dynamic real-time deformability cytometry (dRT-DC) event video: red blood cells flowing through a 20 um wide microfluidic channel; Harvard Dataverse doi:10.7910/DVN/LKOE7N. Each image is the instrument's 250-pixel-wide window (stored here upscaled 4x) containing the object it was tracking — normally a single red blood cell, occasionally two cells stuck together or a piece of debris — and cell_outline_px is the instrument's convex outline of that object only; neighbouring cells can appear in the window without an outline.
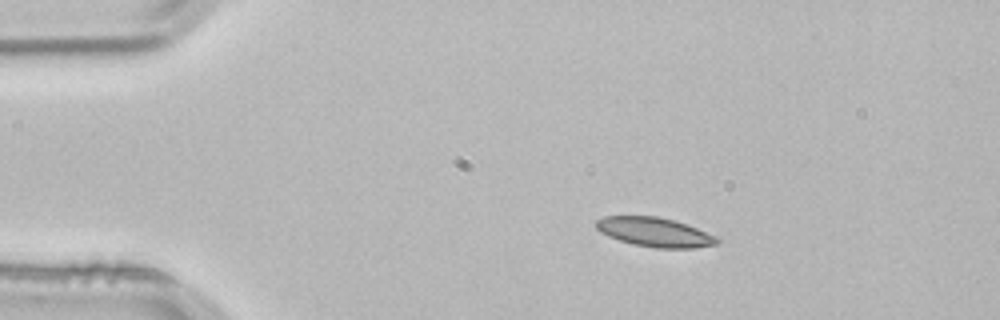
{"species": "common noctule bat (a hibernating species)", "species_latin": "Nyctalus noctula", "temperature_condition": "room temperature", "stored_images_in_passage": 2, "camera_frame_rate_fps": 3000, "um_per_image_px": 0.085, "animal": {"sex": "male", "body_mass_g": 21.5, "forearm_length_mm": 52.0}, "frame": {"image": 1, "passage_image": 1, "time_ms": 0.0, "image_size_px": [1000, 320], "cell_outline_px": [[720, 240], [716, 244], [696, 248], [656, 248], [632, 244], [608, 236], [600, 232], [596, 228], [596, 220], [604, 216], [656, 216], [676, 220], [688, 224], [716, 236]], "centroid_in_image_um": [55.66, 19.73], "position_along_channel_um": 29.3, "area_um2": 20.75}}